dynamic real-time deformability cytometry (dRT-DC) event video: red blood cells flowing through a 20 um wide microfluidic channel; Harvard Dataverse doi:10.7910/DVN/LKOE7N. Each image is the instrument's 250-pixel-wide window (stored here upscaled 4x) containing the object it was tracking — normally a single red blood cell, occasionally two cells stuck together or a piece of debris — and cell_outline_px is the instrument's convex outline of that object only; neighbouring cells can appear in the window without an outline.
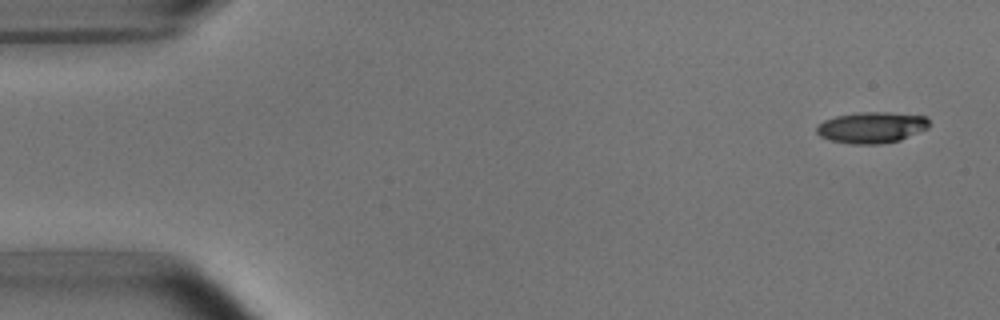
{"species": "common noctule bat (a hibernating species)", "species_latin": "Nyctalus noctula", "temperature_condition": "room temperature", "stored_images_in_passage": 5, "camera_frame_rate_fps": 3000, "um_per_image_px": 0.085, "animal": {"sex": "male", "body_mass_g": 15.6}, "frame": {"image": 1, "passage_image": 1, "time_ms": 0.0, "image_size_px": [1000, 320], "cell_outline_px": [[928, 128], [900, 140], [880, 144], [852, 144], [832, 140], [820, 136], [816, 132], [816, 128], [824, 120], [836, 116], [860, 112], [888, 112], [928, 116]], "centroid_in_image_um": [74.1, 10.83], "position_along_channel_um": 10.9, "area_um2": 20.35}}
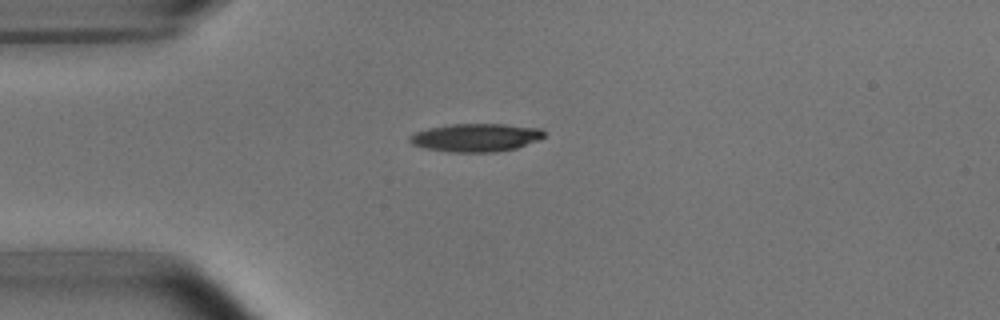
{"frame": {"image": 2, "passage_image": 4, "time_ms": 3.667, "image_size_px": [1000, 320], "cell_outline_px": [[544, 136], [540, 140], [516, 148], [496, 152], [448, 152], [424, 148], [412, 144], [408, 140], [408, 136], [416, 132], [428, 128], [452, 124], [504, 124], [540, 128], [544, 132]], "centroid_in_image_um": [40.44, 11.7], "position_along_channel_um": 44.6, "area_um2": 22.14}}